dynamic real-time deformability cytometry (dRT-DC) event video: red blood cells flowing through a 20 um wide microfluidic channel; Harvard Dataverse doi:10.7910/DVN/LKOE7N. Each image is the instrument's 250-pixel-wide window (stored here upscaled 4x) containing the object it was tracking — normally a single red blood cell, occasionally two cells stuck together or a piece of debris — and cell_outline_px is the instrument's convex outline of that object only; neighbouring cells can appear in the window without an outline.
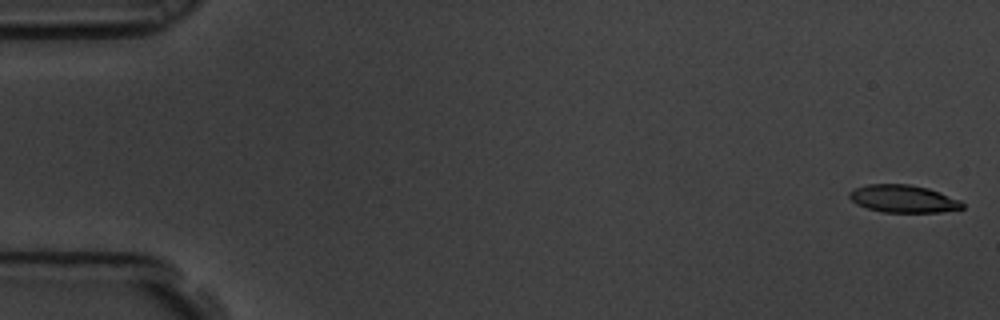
{"species": "common noctule bat (a hibernating species)", "species_latin": "Nyctalus noctula", "temperature_condition": "room temperature", "stored_images_in_passage": 59, "camera_frame_rate_fps": 3000, "um_per_image_px": 0.085, "animal": {"sex": "male", "body_mass_g": 19.5, "forearm_length_mm": 54.6}, "frame": {"image": 1, "passage_image": 1, "time_ms": 0.0, "image_size_px": [1000, 320], "cell_outline_px": [[964, 208], [940, 212], [884, 212], [868, 208], [856, 204], [848, 196], [848, 192], [856, 188], [868, 184], [908, 184], [928, 188], [940, 192], [960, 200], [964, 204]], "centroid_in_image_um": [76.78, 16.89], "position_along_channel_um": 8.2, "area_um2": 18.09}}
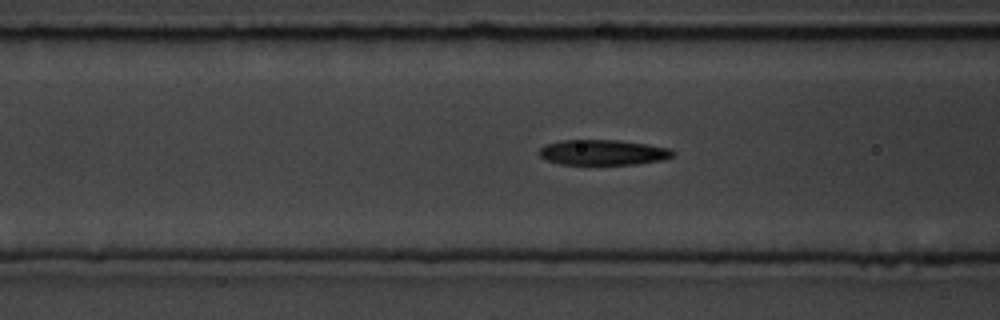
{"frame": {"image": 2, "passage_image": 23, "time_ms": 7.333, "image_size_px": [1000, 320], "cell_outline_px": [[676, 152], [672, 156], [664, 160], [636, 164], [560, 164], [544, 160], [540, 156], [540, 148], [544, 144], [560, 140], [620, 140], [672, 148]], "centroid_in_image_um": [51.26, 12.95], "position_along_channel_um": 115.3, "area_um2": 19.94}}
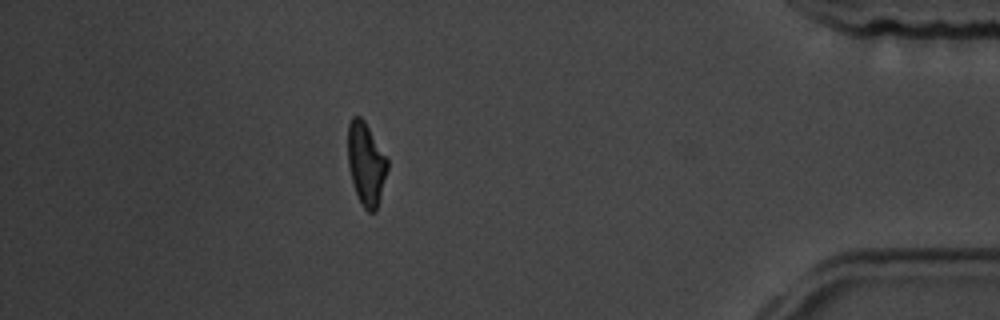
{"frame": {"image": 3, "passage_image": 52, "time_ms": 17.0, "image_size_px": [1000, 320], "cell_outline_px": [[388, 168], [380, 200], [376, 212], [368, 212], [360, 204], [352, 180], [348, 164], [348, 124], [352, 116], [360, 116], [364, 120], [388, 156]], "centroid_in_image_um": [31.14, 13.92], "position_along_channel_um": 404.1, "area_um2": 19.42}, "authors_computed_cell_mechanics": {"area_um2": 19.5364, "velocity_mm_per_s": 3.4578, "shape_relaxation_time_tau1_ms": 4.2471, "shape_relaxation_time_tau2_ms": 1.3888, "deformation_change_tau1": 0.1634, "deformation_change_tau2": 0.0884}}